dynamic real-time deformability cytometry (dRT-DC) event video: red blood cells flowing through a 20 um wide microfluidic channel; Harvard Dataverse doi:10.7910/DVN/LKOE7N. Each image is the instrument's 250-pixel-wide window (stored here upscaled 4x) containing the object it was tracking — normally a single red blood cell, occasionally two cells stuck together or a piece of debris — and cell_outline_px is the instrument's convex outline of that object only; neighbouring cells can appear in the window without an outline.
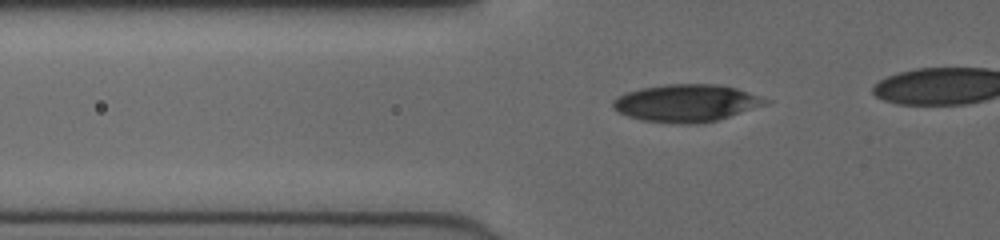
{"species": "human", "species_latin": "Homo sapiens", "temperature_condition": "cold", "stored_images_in_passage": 45, "camera_frame_rate_fps": 3000, "um_per_image_px": 0.085, "donor": {"sex": "female"}, "frame": {"image": 1, "passage_image": 17, "time_ms": 5.333, "image_size_px": [1000, 240], "cell_outline_px": [[772, 100], [768, 104], [716, 120], [692, 124], [680, 124], [640, 120], [628, 116], [612, 108], [612, 100], [616, 96], [640, 88], [664, 84], [716, 84], [736, 88]], "centroid_in_image_um": [58.32, 8.75], "position_along_channel_um": 67.5, "area_um2": 33.23}}
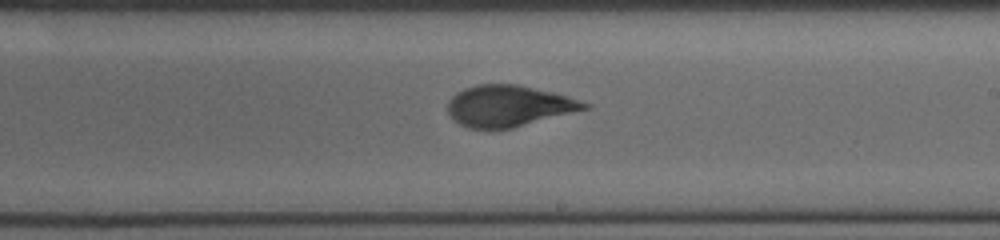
{"frame": {"image": 2, "passage_image": 31, "time_ms": 10.0, "image_size_px": [1000, 240], "cell_outline_px": [[592, 108], [512, 128], [468, 128], [460, 124], [448, 112], [448, 100], [456, 92], [464, 88], [476, 84], [516, 84], [552, 92], [568, 96], [592, 104]], "centroid_in_image_um": [43.28, 8.99], "position_along_channel_um": 245.7, "area_um2": 32.83}}
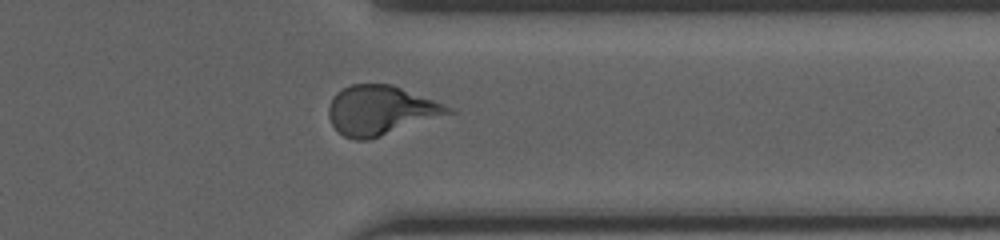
{"frame": {"image": 3, "passage_image": 41, "time_ms": 13.333, "image_size_px": [1000, 240], "cell_outline_px": [[456, 112], [368, 140], [356, 140], [344, 136], [332, 124], [328, 116], [328, 108], [332, 96], [336, 92], [352, 84], [392, 84], [444, 104], [452, 108]], "centroid_in_image_um": [32.34, 9.37], "position_along_channel_um": 379.1, "area_um2": 34.22}}